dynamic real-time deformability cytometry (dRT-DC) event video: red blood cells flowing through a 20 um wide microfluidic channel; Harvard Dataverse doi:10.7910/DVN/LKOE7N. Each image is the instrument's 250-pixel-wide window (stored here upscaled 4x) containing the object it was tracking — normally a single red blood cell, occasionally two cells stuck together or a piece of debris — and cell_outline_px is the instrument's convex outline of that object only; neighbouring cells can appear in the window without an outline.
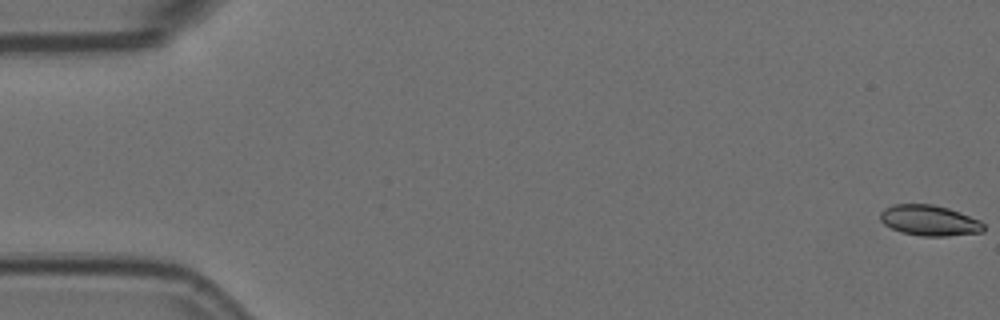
{"species": "Egyptian fruit bat (a non-hibernating species)", "species_latin": "Rousettus aegyptiacus", "temperature_condition": "room temperature", "stored_images_in_passage": 6, "camera_frame_rate_fps": 3000, "um_per_image_px": 0.085, "animal": {"sex": "female"}, "frame": {"image": 1, "passage_image": 1, "time_ms": 0.0, "image_size_px": [1000, 320], "cell_outline_px": [[984, 232], [948, 236], [920, 236], [900, 232], [884, 224], [880, 220], [880, 212], [884, 208], [892, 204], [932, 204], [948, 208], [960, 212], [980, 220], [984, 224]], "centroid_in_image_um": [79.0, 18.74], "position_along_channel_um": 6.0, "area_um2": 18.61}}